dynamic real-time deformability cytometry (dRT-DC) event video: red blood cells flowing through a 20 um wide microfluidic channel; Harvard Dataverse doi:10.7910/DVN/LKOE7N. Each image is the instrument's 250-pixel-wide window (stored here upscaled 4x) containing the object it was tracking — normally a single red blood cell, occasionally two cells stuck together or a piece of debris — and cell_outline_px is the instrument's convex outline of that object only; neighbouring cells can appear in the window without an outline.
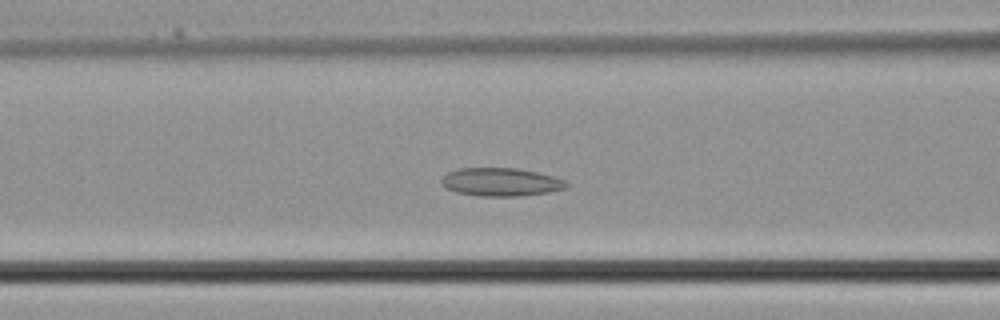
{"species": "common noctule bat (a hibernating species)", "species_latin": "Nyctalus noctula", "temperature_condition": "cold", "stored_images_in_passage": 39, "camera_frame_rate_fps": 3000, "um_per_image_px": 0.085, "animal": {"sex": "male", "body_mass_g": 21.5, "forearm_length_mm": 52.0}, "frame": {"image": 1, "passage_image": 15, "time_ms": 4.667, "image_size_px": [1000, 320], "cell_outline_px": [[568, 188], [548, 192], [520, 196], [476, 196], [456, 192], [448, 188], [440, 180], [448, 172], [460, 168], [516, 168], [536, 172], [552, 176], [564, 180], [568, 184]], "centroid_in_image_um": [42.59, 15.47], "position_along_channel_um": 124.0, "area_um2": 20.4}}
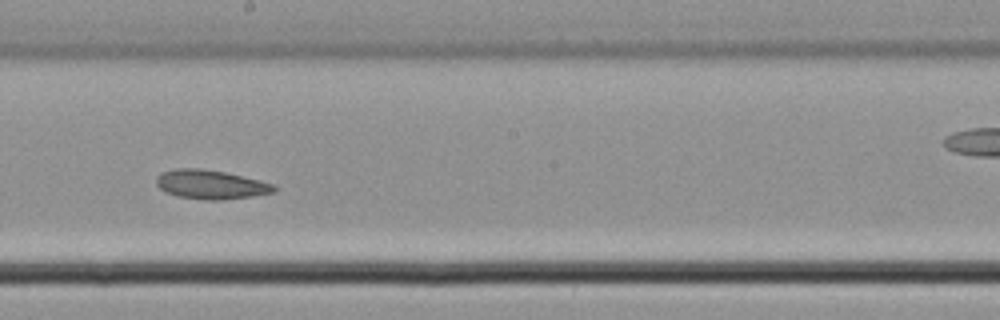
{"frame": {"image": 2, "passage_image": 21, "time_ms": 6.667, "image_size_px": [1000, 320], "cell_outline_px": [[276, 192], [252, 196], [220, 200], [204, 200], [180, 196], [164, 192], [156, 184], [156, 176], [160, 172], [176, 168], [200, 168], [224, 172], [260, 180], [276, 184]], "centroid_in_image_um": [17.91, 15.68], "position_along_channel_um": 230.3, "area_um2": 20.06}}
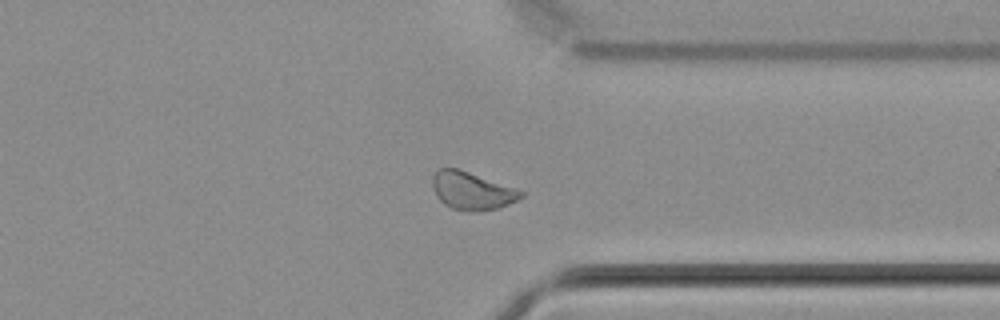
{"frame": {"image": 3, "passage_image": 29, "time_ms": 9.333, "image_size_px": [1000, 320], "cell_outline_px": [[524, 196], [500, 208], [480, 212], [468, 212], [452, 208], [444, 204], [436, 196], [432, 184], [432, 176], [440, 168], [456, 168], [468, 172], [524, 192]], "centroid_in_image_um": [40.08, 16.25], "position_along_channel_um": 371.3, "area_um2": 19.25}}